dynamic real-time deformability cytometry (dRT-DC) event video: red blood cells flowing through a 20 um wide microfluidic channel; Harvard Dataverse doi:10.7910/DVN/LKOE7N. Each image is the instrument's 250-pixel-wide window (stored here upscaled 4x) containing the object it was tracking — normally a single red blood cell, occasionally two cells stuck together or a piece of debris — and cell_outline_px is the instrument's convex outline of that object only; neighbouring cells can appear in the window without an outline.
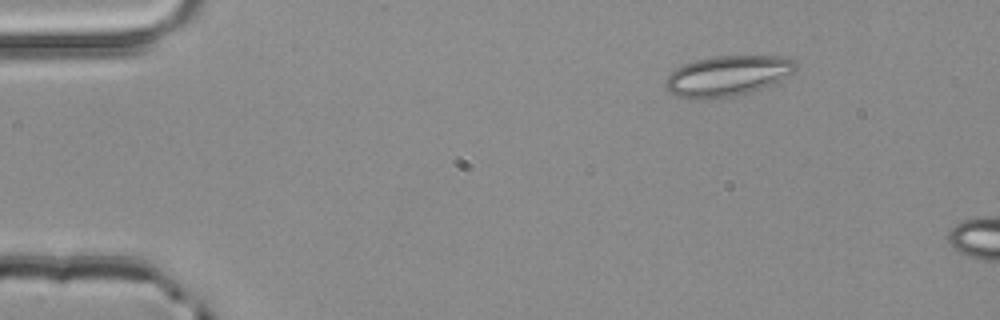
{"species": "common noctule bat (a hibernating species)", "species_latin": "Nyctalus noctula", "temperature_condition": "room temperature", "stored_images_in_passage": 3, "camera_frame_rate_fps": 3000, "um_per_image_px": 0.085, "animal": {"sex": "male", "body_mass_g": 20.4}, "frame": {"image": 1, "passage_image": 2, "time_ms": 0.333, "image_size_px": [1000, 320], "cell_outline_px": [[796, 68], [792, 72], [772, 84], [752, 92], [732, 96], [676, 96], [664, 84], [664, 80], [676, 68], [684, 64], [696, 60], [716, 56], [788, 56], [796, 60]], "centroid_in_image_um": [61.9, 6.39], "position_along_channel_um": 23.1, "area_um2": 29.77}}